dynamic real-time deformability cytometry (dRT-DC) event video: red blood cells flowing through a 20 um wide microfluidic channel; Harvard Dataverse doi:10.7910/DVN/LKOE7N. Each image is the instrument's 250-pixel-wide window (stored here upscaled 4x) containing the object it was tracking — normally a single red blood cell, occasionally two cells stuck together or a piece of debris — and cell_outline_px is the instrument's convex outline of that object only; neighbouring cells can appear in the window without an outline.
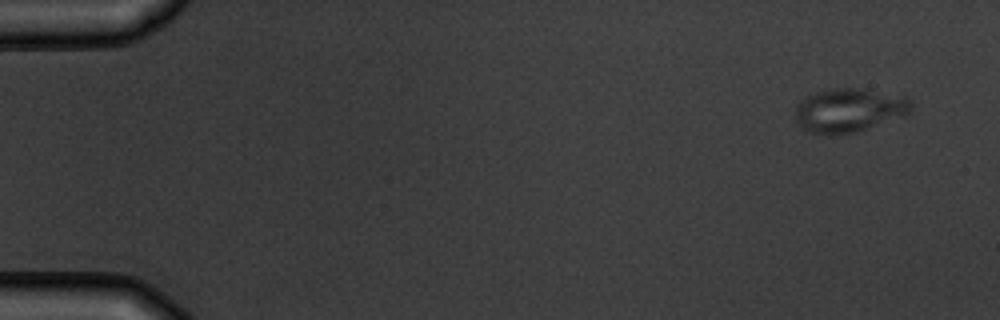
{"species": "common noctule bat (a hibernating species)", "species_latin": "Nyctalus noctula", "temperature_condition": "warm", "stored_images_in_passage": 4, "camera_frame_rate_fps": 3000, "um_per_image_px": 0.085, "animal": {"sex": "male", "body_mass_g": 19.5, "forearm_length_mm": 54.6}, "frame": {"image": 1, "passage_image": 1, "time_ms": 0.0, "image_size_px": [1000, 320], "cell_outline_px": [[912, 112], [860, 132], [840, 136], [828, 136], [812, 132], [804, 128], [796, 120], [796, 104], [800, 100], [816, 92], [828, 88], [864, 88], [908, 96], [912, 104]], "centroid_in_image_um": [72.21, 9.37], "position_along_channel_um": 12.8, "area_um2": 30.29}}